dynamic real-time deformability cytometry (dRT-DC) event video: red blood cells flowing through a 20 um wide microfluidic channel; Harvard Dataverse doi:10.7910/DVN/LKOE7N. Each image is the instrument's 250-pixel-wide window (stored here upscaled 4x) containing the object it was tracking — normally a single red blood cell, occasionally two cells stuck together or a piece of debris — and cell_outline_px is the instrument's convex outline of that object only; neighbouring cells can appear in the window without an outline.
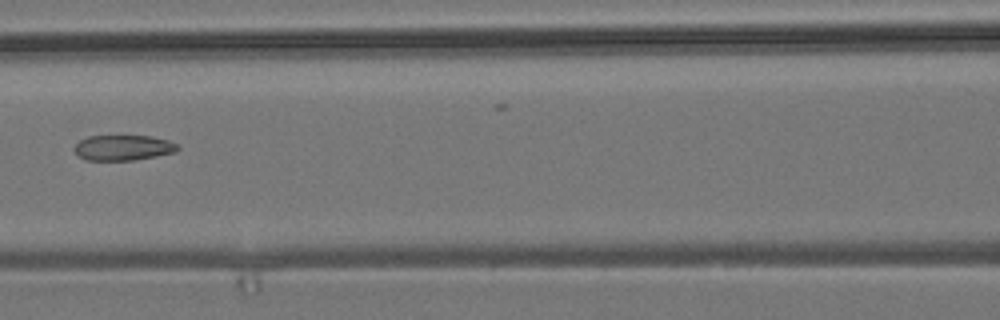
{"species": "common noctule bat (a hibernating species)", "species_latin": "Nyctalus noctula", "temperature_condition": "room temperature", "stored_images_in_passage": 8, "camera_frame_rate_fps": 3000, "um_per_image_px": 0.085, "animal": {"sex": "male", "body_mass_g": 19.2, "forearm_length_mm": 51.8}, "frame": {"image": 1, "passage_image": 8, "time_ms": 8.0, "image_size_px": [1000, 320], "cell_outline_px": [[180, 148], [176, 152], [156, 156], [132, 160], [84, 160], [72, 148], [80, 140], [88, 136], [152, 136], [168, 140], [176, 144]], "centroid_in_image_um": [10.47, 12.55], "position_along_channel_um": 156.1, "area_um2": 15.26}}